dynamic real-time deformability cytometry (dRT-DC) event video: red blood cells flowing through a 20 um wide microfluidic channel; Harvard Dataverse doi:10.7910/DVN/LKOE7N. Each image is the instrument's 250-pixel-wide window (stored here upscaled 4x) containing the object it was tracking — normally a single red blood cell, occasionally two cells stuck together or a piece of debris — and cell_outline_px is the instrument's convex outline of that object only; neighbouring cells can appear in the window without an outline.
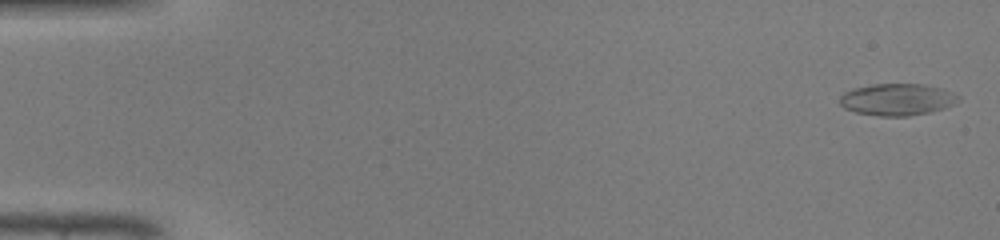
{"species": "common noctule bat (a hibernating species)", "species_latin": "Nyctalus noctula", "temperature_condition": "warm", "stored_images_in_passage": 47, "camera_frame_rate_fps": 3000, "um_per_image_px": 0.085, "animal": {"sex": "male", "body_mass_g": 19.0, "forearm_length_mm": 50.8}, "frame": {"image": 1, "passage_image": 1, "time_ms": 0.0, "image_size_px": [1000, 240], "cell_outline_px": [[960, 100], [944, 108], [928, 112], [908, 116], [880, 116], [856, 112], [844, 108], [840, 104], [840, 96], [844, 92], [852, 88], [872, 84], [924, 84], [944, 88], [960, 96]], "centroid_in_image_um": [76.26, 8.44], "position_along_channel_um": 8.7, "area_um2": 22.08}}
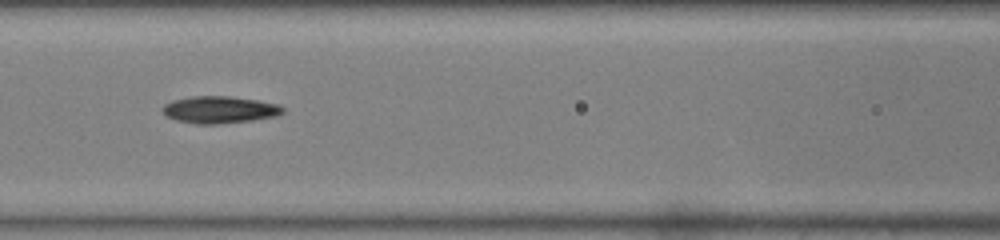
{"frame": {"image": 2, "passage_image": 21, "time_ms": 6.667, "image_size_px": [1000, 240], "cell_outline_px": [[284, 112], [276, 116], [252, 120], [216, 124], [196, 124], [176, 120], [168, 116], [164, 112], [164, 104], [172, 100], [192, 96], [228, 96], [256, 100], [280, 104], [284, 108]], "centroid_in_image_um": [18.69, 9.32], "position_along_channel_um": 147.9, "area_um2": 18.84}}
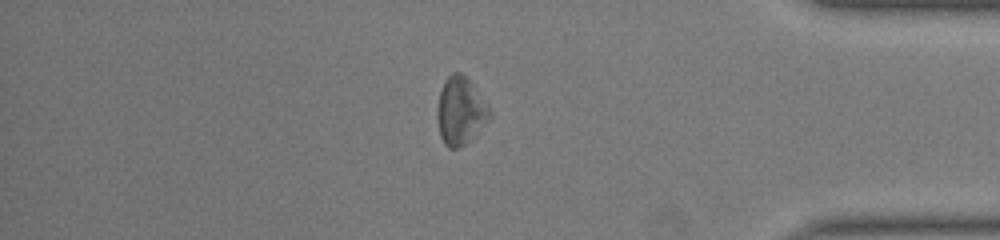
{"frame": {"image": 3, "passage_image": 40, "time_ms": 13.0, "image_size_px": [1000, 240], "cell_outline_px": [[488, 120], [464, 144], [456, 148], [448, 148], [444, 144], [440, 136], [436, 116], [436, 112], [440, 92], [444, 80], [452, 72], [460, 72], [468, 80], [488, 108]], "centroid_in_image_um": [39.05, 9.43], "position_along_channel_um": 396.2, "area_um2": 19.83}, "authors_computed_cell_mechanics": {"area_um2": 19.4208, "velocity_mm_per_s": 4.3266, "shape_relaxation_time_tau1_ms": 4.187, "shape_relaxation_time_tau2_ms": 2.7129, "deformation_change_tau1": 0.1468, "deformation_change_tau2": 0.1387}}